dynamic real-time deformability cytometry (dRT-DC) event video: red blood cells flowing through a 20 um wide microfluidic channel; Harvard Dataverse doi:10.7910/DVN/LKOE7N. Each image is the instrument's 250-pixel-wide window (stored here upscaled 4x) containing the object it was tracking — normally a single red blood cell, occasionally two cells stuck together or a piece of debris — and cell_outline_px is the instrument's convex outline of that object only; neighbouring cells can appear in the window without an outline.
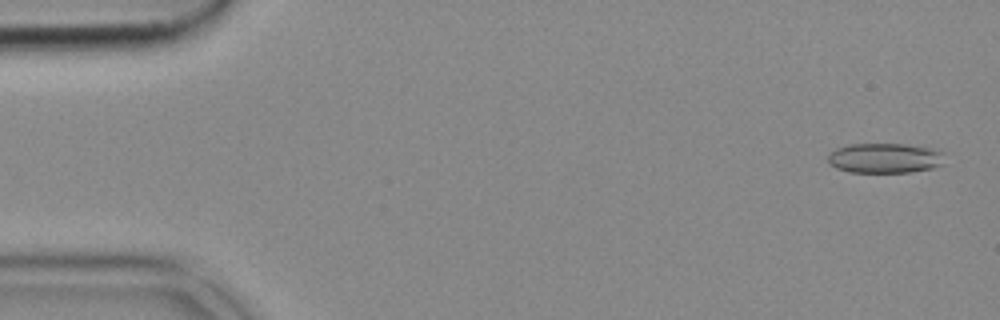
{"species": "common noctule bat (a hibernating species)", "species_latin": "Nyctalus noctula", "temperature_condition": "cold", "stored_images_in_passage": 52, "camera_frame_rate_fps": 3000, "um_per_image_px": 0.085, "animal": {"sex": "female", "body_mass_g": 18.4}, "frame": {"image": 1, "passage_image": 2, "time_ms": 0.333, "image_size_px": [1000, 320], "cell_outline_px": [[944, 152], [940, 164], [932, 168], [908, 172], [848, 172], [836, 168], [828, 164], [828, 152], [836, 148], [848, 144], [904, 144], [936, 148]], "centroid_in_image_um": [75.16, 13.43], "position_along_channel_um": 9.8, "area_um2": 20.52}}
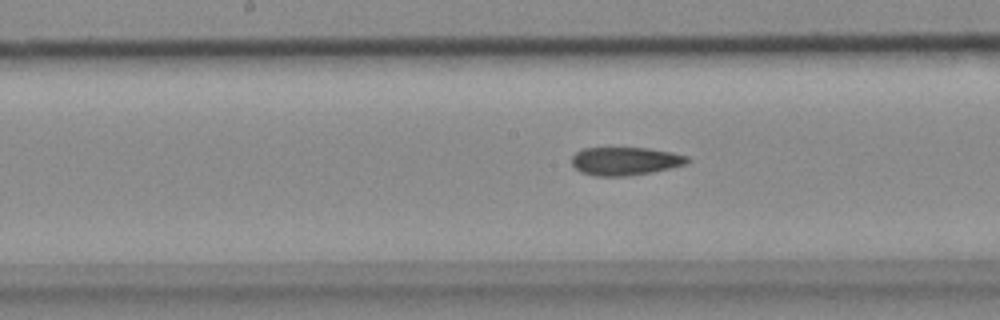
{"frame": {"image": 2, "passage_image": 26, "time_ms": 8.333, "image_size_px": [1000, 320], "cell_outline_px": [[692, 160], [684, 164], [652, 172], [624, 176], [596, 176], [580, 172], [572, 164], [572, 156], [576, 152], [584, 148], [648, 148], [672, 152], [688, 156]], "centroid_in_image_um": [53.14, 13.69], "position_along_channel_um": 195.1, "area_um2": 18.9}}
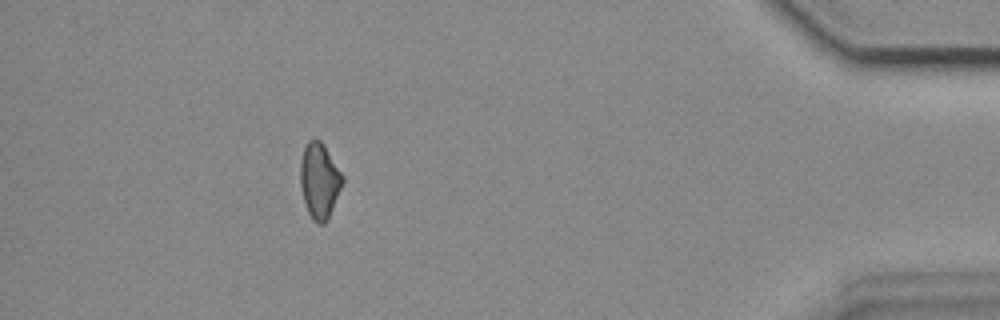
{"frame": {"image": 3, "passage_image": 47, "time_ms": 15.333, "image_size_px": [1000, 320], "cell_outline_px": [[344, 180], [328, 220], [324, 224], [320, 224], [312, 220], [308, 212], [304, 200], [300, 184], [300, 164], [304, 148], [308, 140], [312, 136], [320, 140], [324, 144], [344, 176]], "centroid_in_image_um": [27.16, 15.33], "position_along_channel_um": 408.0, "area_um2": 18.73}}